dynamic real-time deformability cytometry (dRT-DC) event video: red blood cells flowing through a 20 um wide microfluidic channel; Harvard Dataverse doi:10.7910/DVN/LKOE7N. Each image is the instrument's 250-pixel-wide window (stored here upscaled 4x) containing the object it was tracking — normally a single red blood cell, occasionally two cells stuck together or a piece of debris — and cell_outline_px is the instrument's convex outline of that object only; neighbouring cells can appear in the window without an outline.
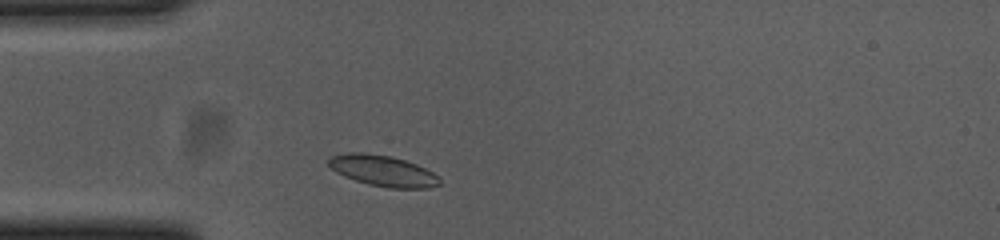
{"species": "common noctule bat (a hibernating species)", "species_latin": "Nyctalus noctula", "temperature_condition": "cold", "stored_images_in_passage": 34, "camera_frame_rate_fps": 3000, "um_per_image_px": 0.085, "animal": {"sex": "female", "body_mass_g": 23.0, "forearm_length_mm": 53.4}, "frame": {"image": 1, "passage_image": 4, "time_ms": 1.0, "image_size_px": [1000, 240], "cell_outline_px": [[440, 184], [428, 188], [388, 188], [368, 184], [344, 176], [336, 172], [328, 164], [328, 156], [348, 152], [360, 152], [392, 156], [416, 164], [440, 176]], "centroid_in_image_um": [32.53, 14.51], "position_along_channel_um": 52.5, "area_um2": 20.06}}
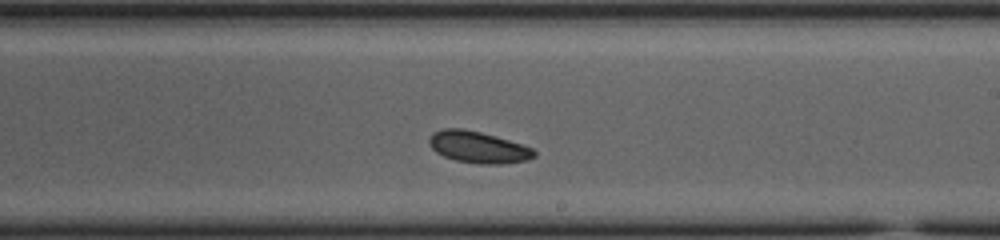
{"frame": {"image": 2, "passage_image": 21, "time_ms": 6.667, "image_size_px": [1000, 240], "cell_outline_px": [[536, 156], [528, 160], [500, 164], [480, 164], [456, 160], [444, 156], [436, 152], [428, 144], [428, 140], [432, 132], [444, 128], [464, 128], [480, 132], [508, 140], [532, 148], [536, 152]], "centroid_in_image_um": [40.61, 12.51], "position_along_channel_um": 248.4, "area_um2": 19.31}}
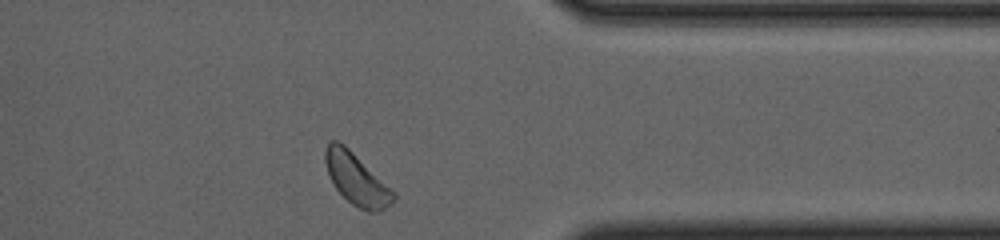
{"frame": {"image": 3, "passage_image": 33, "time_ms": 10.667, "image_size_px": [1000, 240], "cell_outline_px": [[396, 196], [380, 212], [368, 212], [352, 204], [336, 188], [328, 172], [324, 160], [324, 152], [328, 140], [336, 140], [344, 144], [396, 192]], "centroid_in_image_um": [30.3, 15.2], "position_along_channel_um": 381.1, "area_um2": 20.23}}